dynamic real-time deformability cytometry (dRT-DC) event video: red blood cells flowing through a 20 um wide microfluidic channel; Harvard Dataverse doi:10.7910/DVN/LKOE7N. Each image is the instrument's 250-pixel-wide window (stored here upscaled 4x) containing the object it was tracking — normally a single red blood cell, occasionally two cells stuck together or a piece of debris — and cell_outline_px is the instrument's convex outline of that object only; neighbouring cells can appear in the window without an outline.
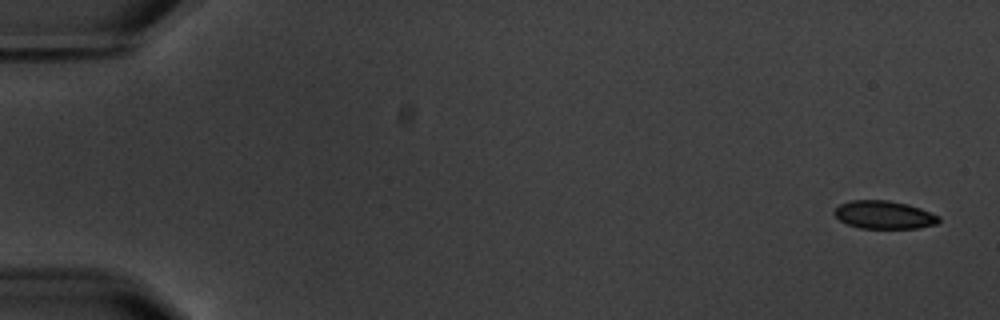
{"species": "common noctule bat (a hibernating species)", "species_latin": "Nyctalus noctula", "temperature_condition": "warm", "stored_images_in_passage": 11, "camera_frame_rate_fps": 3000, "um_per_image_px": 0.085, "animal": {"sex": "male", "body_mass_g": 20.1, "forearm_length_mm": 53.5}, "frame": {"image": 1, "passage_image": 1, "time_ms": 0.0, "image_size_px": [1000, 320], "cell_outline_px": [[940, 220], [936, 224], [920, 228], [860, 228], [848, 224], [840, 220], [832, 212], [840, 204], [852, 200], [888, 200], [908, 204], [920, 208], [940, 216]], "centroid_in_image_um": [75.16, 18.26], "position_along_channel_um": 9.8, "area_um2": 17.05}}
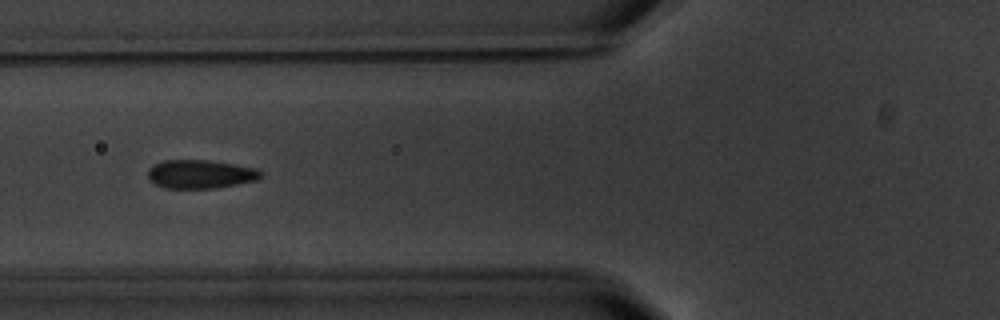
{"frame": {"image": 2, "passage_image": 6, "time_ms": 7.0, "image_size_px": [1000, 320], "cell_outline_px": [[264, 172], [256, 180], [216, 188], [164, 188], [148, 180], [148, 168], [152, 164], [164, 160], [208, 160], [236, 164], [256, 168]], "centroid_in_image_um": [17.0, 14.79], "position_along_channel_um": 108.8, "area_um2": 18.96}}
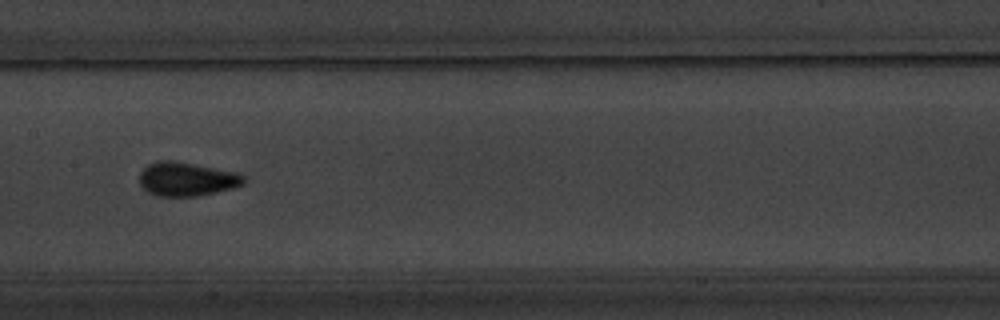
{"frame": {"image": 3, "passage_image": 8, "time_ms": 9.333, "image_size_px": [1000, 320], "cell_outline_px": [[248, 180], [244, 184], [232, 188], [200, 196], [156, 196], [148, 192], [140, 184], [140, 172], [148, 164], [160, 160], [172, 160], [236, 172], [244, 176]], "centroid_in_image_um": [15.88, 15.23], "position_along_channel_um": 191.5, "area_um2": 20.58}}